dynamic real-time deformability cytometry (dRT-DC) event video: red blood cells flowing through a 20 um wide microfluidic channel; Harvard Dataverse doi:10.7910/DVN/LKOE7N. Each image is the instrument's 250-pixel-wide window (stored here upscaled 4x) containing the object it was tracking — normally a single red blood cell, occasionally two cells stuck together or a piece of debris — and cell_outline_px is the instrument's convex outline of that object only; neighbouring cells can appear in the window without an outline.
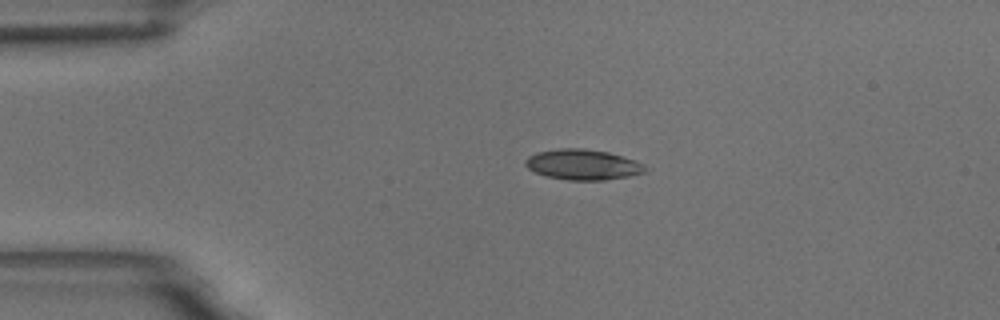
{"species": "common noctule bat (a hibernating species)", "species_latin": "Nyctalus noctula", "temperature_condition": "room temperature", "stored_images_in_passage": 42, "camera_frame_rate_fps": 3000, "um_per_image_px": 0.085, "animal": {"sex": "male", "body_mass_g": 18.8}, "frame": {"image": 1, "passage_image": 1, "time_ms": 0.0, "image_size_px": [1000, 320], "cell_outline_px": [[648, 172], [628, 176], [604, 180], [568, 180], [548, 176], [536, 172], [528, 168], [524, 164], [524, 160], [528, 156], [536, 152], [560, 148], [584, 148], [608, 152], [636, 160], [644, 164], [648, 168]], "centroid_in_image_um": [49.57, 13.98], "position_along_channel_um": 35.4, "area_um2": 21.39}}
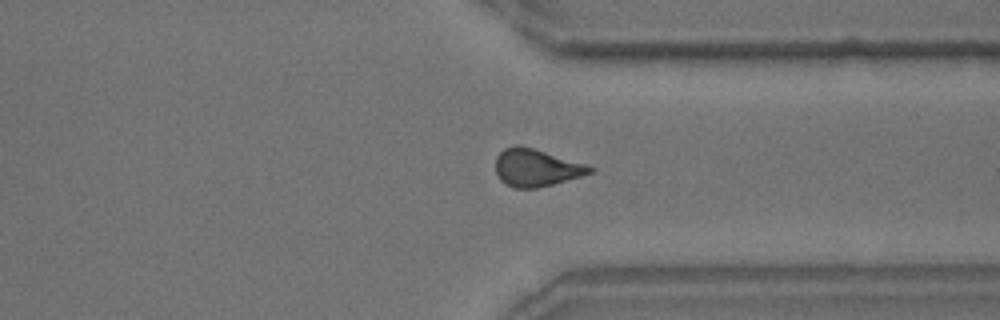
{"frame": {"image": 2, "passage_image": 33, "time_ms": 10.667, "image_size_px": [1000, 320], "cell_outline_px": [[596, 168], [592, 172], [580, 176], [552, 184], [536, 188], [512, 188], [504, 184], [500, 180], [496, 172], [496, 156], [504, 148], [516, 144], [520, 144], [588, 164]], "centroid_in_image_um": [45.56, 14.24], "position_along_channel_um": 365.8, "area_um2": 20.75}}
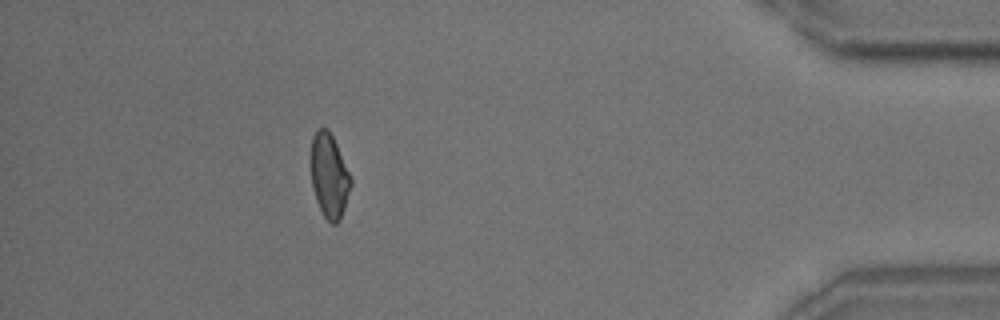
{"frame": {"image": 3, "passage_image": 41, "time_ms": 13.333, "image_size_px": [1000, 320], "cell_outline_px": [[352, 184], [340, 220], [336, 224], [332, 224], [324, 216], [316, 200], [312, 184], [312, 136], [316, 128], [328, 128], [336, 144], [352, 180]], "centroid_in_image_um": [27.99, 14.94], "position_along_channel_um": 407.2, "area_um2": 19.19}}